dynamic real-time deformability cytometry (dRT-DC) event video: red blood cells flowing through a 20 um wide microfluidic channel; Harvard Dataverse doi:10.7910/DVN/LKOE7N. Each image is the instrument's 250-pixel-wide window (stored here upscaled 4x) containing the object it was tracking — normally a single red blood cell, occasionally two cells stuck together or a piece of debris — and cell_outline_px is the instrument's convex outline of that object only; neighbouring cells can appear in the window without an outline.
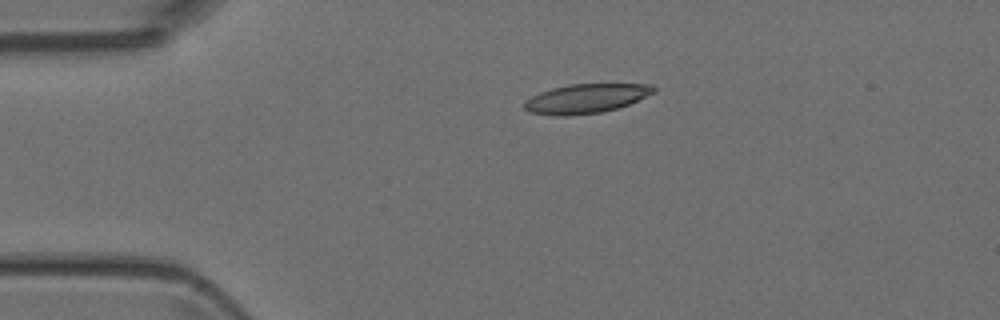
{"species": "Egyptian fruit bat (a non-hibernating species)", "species_latin": "Rousettus aegyptiacus", "temperature_condition": "room temperature", "stored_images_in_passage": 16, "camera_frame_rate_fps": 3000, "um_per_image_px": 0.085, "animal": {"sex": "female"}, "frame": {"image": 1, "passage_image": 11, "time_ms": 3.333, "image_size_px": [1000, 320], "cell_outline_px": [[656, 92], [628, 104], [616, 108], [600, 112], [568, 116], [560, 116], [528, 112], [524, 108], [524, 100], [540, 92], [552, 88], [568, 84], [652, 84], [656, 88]], "centroid_in_image_um": [49.79, 8.37], "position_along_channel_um": 35.2, "area_um2": 22.02}}